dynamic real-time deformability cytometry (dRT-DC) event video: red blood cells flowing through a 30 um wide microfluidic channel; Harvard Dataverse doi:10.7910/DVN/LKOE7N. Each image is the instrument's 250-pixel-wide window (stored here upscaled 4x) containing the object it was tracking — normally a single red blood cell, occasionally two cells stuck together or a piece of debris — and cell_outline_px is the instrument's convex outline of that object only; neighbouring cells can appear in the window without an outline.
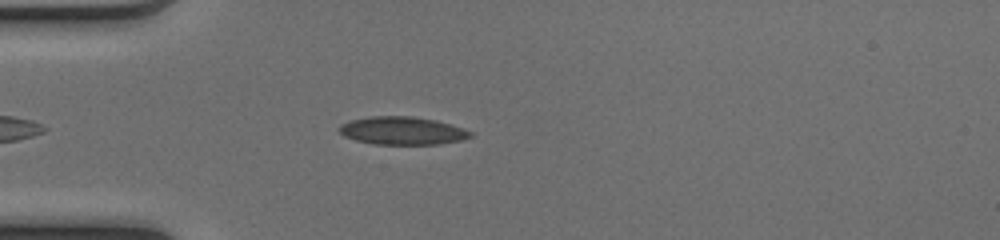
{"species": "common noctule bat (a hibernating species)", "species_latin": "Nyctalus noctula", "temperature_condition": "cold", "stored_images_in_passage": 35, "camera_frame_rate_fps": 3000, "um_per_image_px": 0.085, "animal": {"sex": "female", "body_mass_g": 17.0, "forearm_length_mm": 48.0}, "frame": {"image": 1, "passage_image": 4, "time_ms": 1.0, "image_size_px": [1000, 240], "cell_outline_px": [[472, 136], [460, 140], [440, 144], [376, 144], [356, 140], [344, 136], [336, 128], [340, 124], [352, 120], [368, 116], [412, 116], [436, 120], [464, 128], [472, 132]], "centroid_in_image_um": [34.18, 11.1], "position_along_channel_um": 50.8, "area_um2": 21.39}}
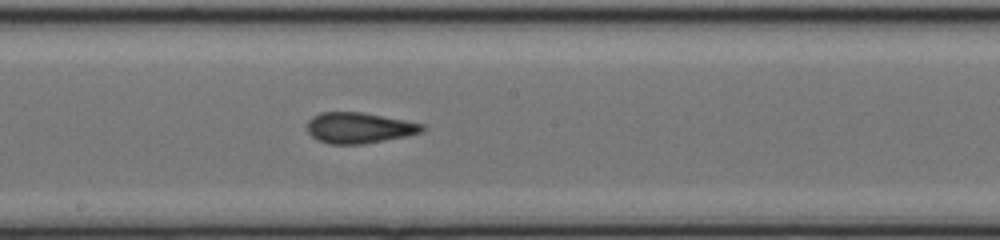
{"frame": {"image": 2, "passage_image": 17, "time_ms": 5.333, "image_size_px": [1000, 240], "cell_outline_px": [[424, 132], [408, 136], [364, 144], [328, 144], [316, 140], [308, 132], [308, 120], [312, 116], [320, 112], [360, 112], [404, 120], [424, 124]], "centroid_in_image_um": [30.52, 10.88], "position_along_channel_um": 217.7, "area_um2": 20.75}}
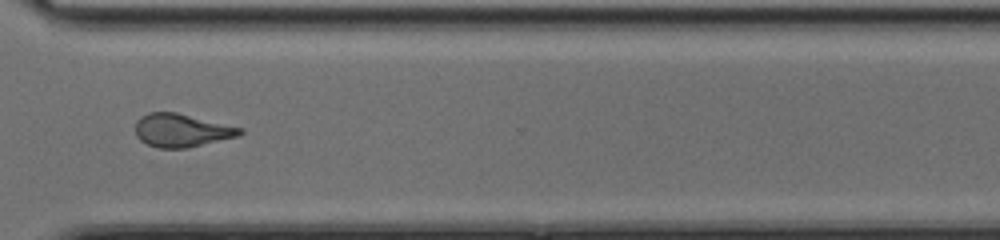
{"frame": {"image": 3, "passage_image": 27, "time_ms": 8.667, "image_size_px": [1000, 240], "cell_outline_px": [[244, 132], [236, 136], [188, 148], [156, 148], [140, 140], [136, 136], [136, 120], [140, 116], [148, 112], [176, 112], [244, 128]], "centroid_in_image_um": [15.41, 11.07], "position_along_channel_um": 355.2, "area_um2": 20.23}, "authors_computed_cell_mechanics": {"area_um2": 20.808, "velocity_mm_per_s": 4.1358, "shape_relaxation_time_tau1_ms": null, "shape_relaxation_time_tau2_ms": 1.815, "deformation_change_tau1": null, "deformation_change_tau2": 0.0866}}